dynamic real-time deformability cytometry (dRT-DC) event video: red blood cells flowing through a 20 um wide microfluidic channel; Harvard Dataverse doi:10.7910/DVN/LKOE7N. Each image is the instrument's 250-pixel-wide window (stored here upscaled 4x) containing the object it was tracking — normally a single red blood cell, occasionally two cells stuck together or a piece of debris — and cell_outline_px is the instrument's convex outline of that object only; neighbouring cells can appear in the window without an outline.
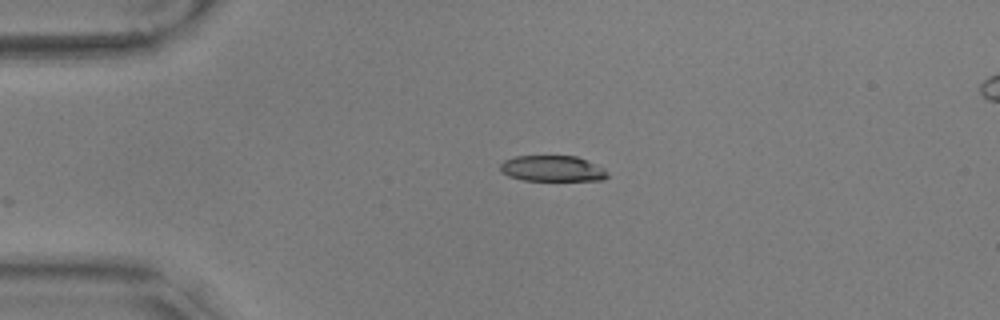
{"species": "common noctule bat (a hibernating species)", "species_latin": "Nyctalus noctula", "temperature_condition": "warm", "stored_images_in_passage": 44, "camera_frame_rate_fps": 3000, "um_per_image_px": 0.085, "animal": {"sex": "male", "body_mass_g": 17.9, "forearm_length_mm": 54.2}, "frame": {"image": 1, "passage_image": 1, "time_ms": 0.0, "image_size_px": [1000, 320], "cell_outline_px": [[608, 176], [604, 180], [524, 180], [508, 176], [500, 172], [500, 164], [504, 160], [516, 156], [576, 156], [604, 168], [608, 172]], "centroid_in_image_um": [46.93, 14.33], "position_along_channel_um": 38.1, "area_um2": 16.13}}
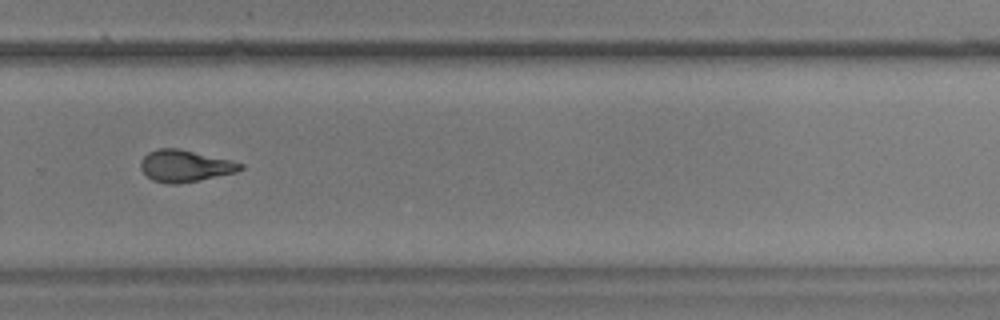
{"frame": {"image": 2, "passage_image": 27, "time_ms": 8.667, "image_size_px": [1000, 320], "cell_outline_px": [[244, 168], [236, 172], [200, 180], [176, 184], [168, 184], [152, 180], [140, 168], [140, 160], [148, 152], [160, 148], [180, 148], [244, 164]], "centroid_in_image_um": [15.7, 14.1], "position_along_channel_um": 314.1, "area_um2": 18.38}}
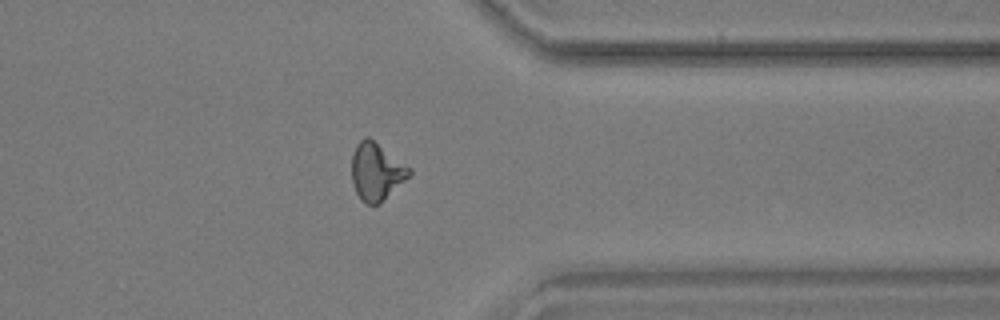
{"frame": {"image": 3, "passage_image": 33, "time_ms": 10.667, "image_size_px": [1000, 320], "cell_outline_px": [[412, 172], [380, 204], [364, 204], [360, 200], [352, 184], [352, 152], [356, 144], [364, 136], [368, 136], [412, 168]], "centroid_in_image_um": [31.97, 14.58], "position_along_channel_um": 379.4, "area_um2": 19.36}, "authors_computed_cell_mechanics": {"area_um2": 18.7272, "velocity_mm_per_s": 3.5815, "shape_relaxation_time_tau1_ms": 5.8856, "shape_relaxation_time_tau2_ms": 2.2639, "deformation_change_tau1": 0.2029, "deformation_change_tau2": 0.0954}}